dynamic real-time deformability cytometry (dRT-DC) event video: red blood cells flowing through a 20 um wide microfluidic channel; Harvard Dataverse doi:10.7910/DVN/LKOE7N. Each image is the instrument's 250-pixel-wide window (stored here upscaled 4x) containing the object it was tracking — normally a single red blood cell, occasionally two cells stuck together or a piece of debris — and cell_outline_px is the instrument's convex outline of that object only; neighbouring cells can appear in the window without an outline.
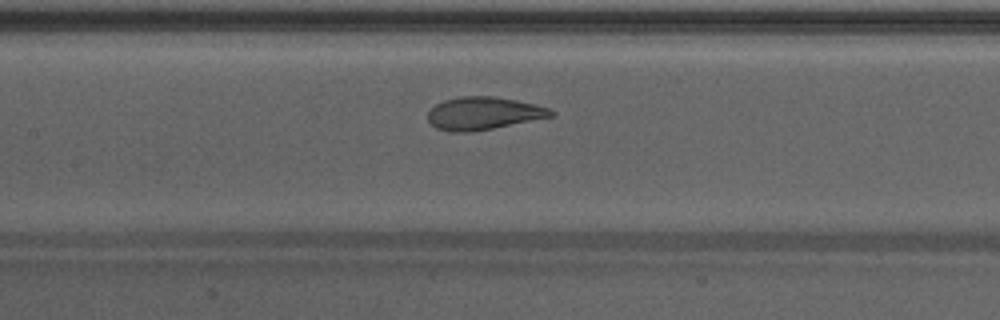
{"species": "Egyptian fruit bat (a non-hibernating species)", "species_latin": "Rousettus aegyptiacus", "temperature_condition": "warm", "stored_images_in_passage": 19, "camera_frame_rate_fps": 3000, "um_per_image_px": 0.085, "animal": {"sex": "male"}, "frame": {"image": 1, "passage_image": 12, "time_ms": 3.667, "image_size_px": [1000, 320], "cell_outline_px": [[556, 116], [492, 128], [468, 132], [452, 132], [436, 128], [428, 120], [428, 112], [436, 104], [444, 100], [460, 96], [496, 96], [516, 100], [552, 108], [556, 112]], "centroid_in_image_um": [41.14, 9.62], "position_along_channel_um": 166.3, "area_um2": 23.58}}
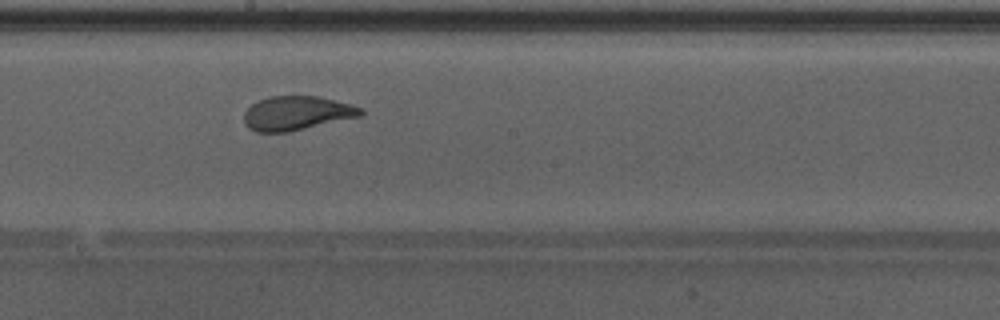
{"frame": {"image": 2, "passage_image": 16, "time_ms": 5.0, "image_size_px": [1000, 320], "cell_outline_px": [[364, 116], [288, 132], [256, 132], [248, 128], [244, 124], [244, 112], [252, 104], [268, 96], [320, 96], [352, 104], [364, 108]], "centroid_in_image_um": [25.27, 9.62], "position_along_channel_um": 222.9, "area_um2": 23.58}}